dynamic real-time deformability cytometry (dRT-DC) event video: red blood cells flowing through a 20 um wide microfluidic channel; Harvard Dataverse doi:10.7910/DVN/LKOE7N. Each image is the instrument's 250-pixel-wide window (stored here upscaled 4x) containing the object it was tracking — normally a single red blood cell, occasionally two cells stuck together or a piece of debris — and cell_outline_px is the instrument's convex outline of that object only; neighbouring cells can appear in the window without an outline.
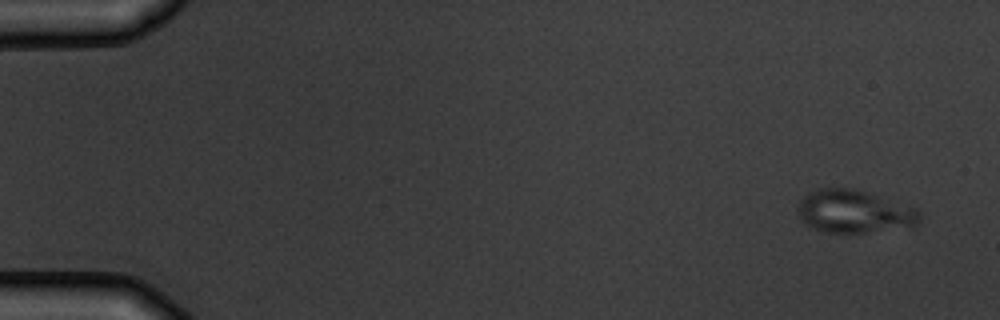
{"species": "common noctule bat (a hibernating species)", "species_latin": "Nyctalus noctula", "temperature_condition": "warm", "stored_images_in_passage": 5, "camera_frame_rate_fps": 3000, "um_per_image_px": 0.085, "animal": {"sex": "male", "body_mass_g": 19.5, "forearm_length_mm": 54.6}, "frame": {"image": 1, "passage_image": 1, "time_ms": 0.0, "image_size_px": [1000, 320], "cell_outline_px": [[920, 220], [912, 228], [864, 232], [824, 232], [804, 224], [800, 220], [796, 208], [800, 200], [808, 192], [820, 188], [856, 188], [916, 208], [920, 212]], "centroid_in_image_um": [72.6, 17.98], "position_along_channel_um": 12.4, "area_um2": 30.81}}